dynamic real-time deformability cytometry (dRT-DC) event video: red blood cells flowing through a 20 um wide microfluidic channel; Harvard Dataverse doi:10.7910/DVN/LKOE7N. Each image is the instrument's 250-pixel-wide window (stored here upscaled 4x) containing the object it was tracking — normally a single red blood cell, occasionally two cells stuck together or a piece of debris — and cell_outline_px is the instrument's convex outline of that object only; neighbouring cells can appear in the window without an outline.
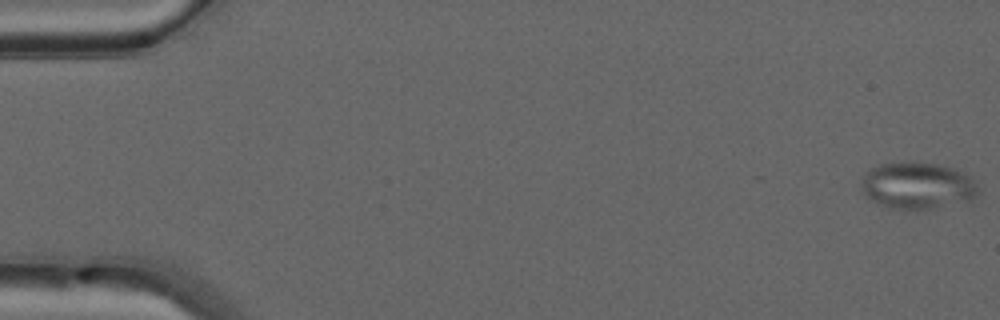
{"species": "common noctule bat (a hibernating species)", "species_latin": "Nyctalus noctula", "temperature_condition": "warm", "stored_images_in_passage": 18, "camera_frame_rate_fps": 3000, "um_per_image_px": 0.085, "animal": {"sex": "male", "forearm_length_mm": 52.5}, "frame": {"image": 1, "passage_image": 1, "time_ms": 0.0, "image_size_px": [1000, 320], "cell_outline_px": [[980, 192], [976, 196], [968, 200], [932, 208], [888, 208], [868, 200], [860, 188], [864, 172], [868, 168], [880, 164], [936, 164], [956, 168], [968, 176], [972, 180]], "centroid_in_image_um": [77.92, 15.79], "position_along_channel_um": 7.1, "area_um2": 31.27}}